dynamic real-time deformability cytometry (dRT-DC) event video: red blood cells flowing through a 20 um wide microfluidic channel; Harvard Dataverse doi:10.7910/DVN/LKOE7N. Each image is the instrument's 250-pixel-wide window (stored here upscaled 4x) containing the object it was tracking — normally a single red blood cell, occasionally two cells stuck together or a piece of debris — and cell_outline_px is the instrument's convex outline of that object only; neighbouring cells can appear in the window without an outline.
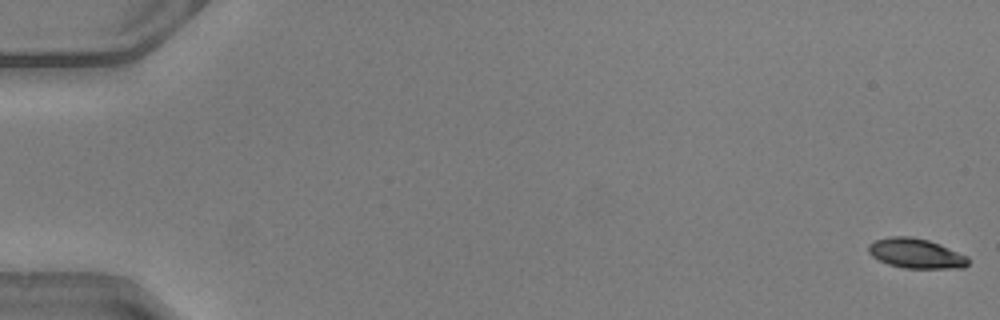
{"species": "common noctule bat (a hibernating species)", "species_latin": "Nyctalus noctula", "temperature_condition": "warm", "stored_images_in_passage": 52, "segment_of_instrument_passage": [1, 2], "camera_frame_rate_fps": 3000, "um_per_image_px": 0.085, "animal": {"sex": "male", "body_mass_g": 20.5, "forearm_length_mm": 52.5}, "frame": {"image": 1, "passage_image": 1, "time_ms": 0.0, "image_size_px": [1000, 320], "cell_outline_px": [[968, 264], [964, 268], [904, 268], [888, 264], [872, 256], [868, 252], [868, 244], [876, 240], [888, 236], [912, 236], [928, 240], [940, 244], [968, 256]], "centroid_in_image_um": [77.85, 21.53], "position_along_channel_um": 7.1, "area_um2": 17.4}}
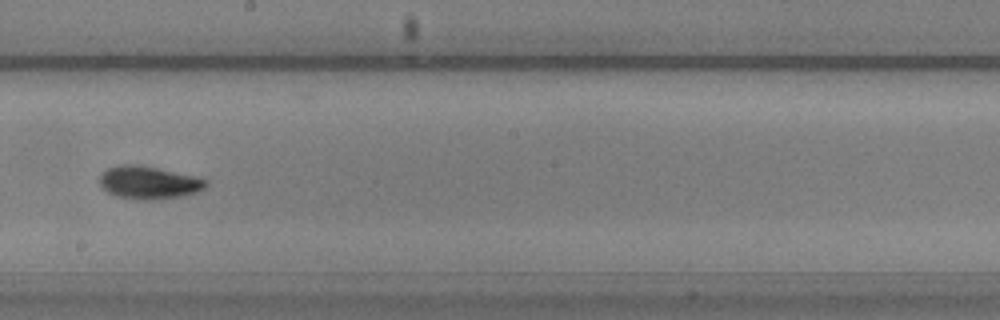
{"frame": {"image": 2, "passage_image": 30, "time_ms": 9.667, "image_size_px": [1000, 320], "cell_outline_px": [[208, 184], [204, 188], [196, 192], [180, 196], [156, 200], [136, 200], [116, 196], [108, 192], [100, 184], [100, 176], [108, 168], [120, 164], [140, 164], [192, 176], [208, 180]], "centroid_in_image_um": [12.63, 15.52], "position_along_channel_um": 235.6, "area_um2": 20.23}}
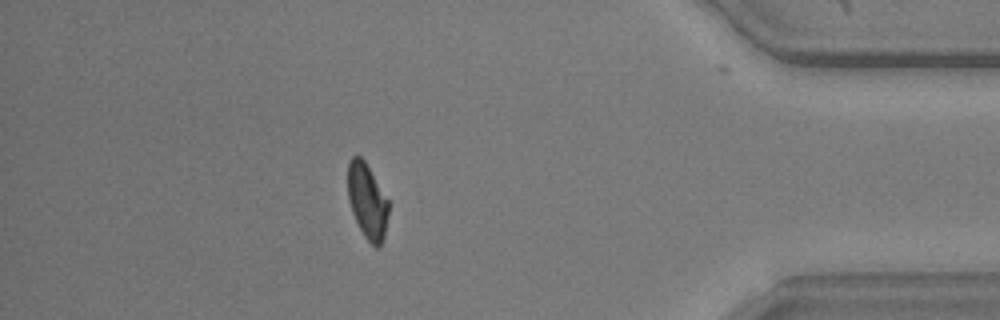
{"frame": {"image": 3, "passage_image": 45, "time_ms": 14.667, "image_size_px": [1000, 320], "cell_outline_px": [[388, 216], [384, 236], [380, 244], [376, 248], [364, 236], [352, 212], [348, 200], [348, 160], [352, 156], [360, 156], [364, 160], [388, 200]], "centroid_in_image_um": [31.2, 17.08], "position_along_channel_um": 404.0, "area_um2": 17.57}}